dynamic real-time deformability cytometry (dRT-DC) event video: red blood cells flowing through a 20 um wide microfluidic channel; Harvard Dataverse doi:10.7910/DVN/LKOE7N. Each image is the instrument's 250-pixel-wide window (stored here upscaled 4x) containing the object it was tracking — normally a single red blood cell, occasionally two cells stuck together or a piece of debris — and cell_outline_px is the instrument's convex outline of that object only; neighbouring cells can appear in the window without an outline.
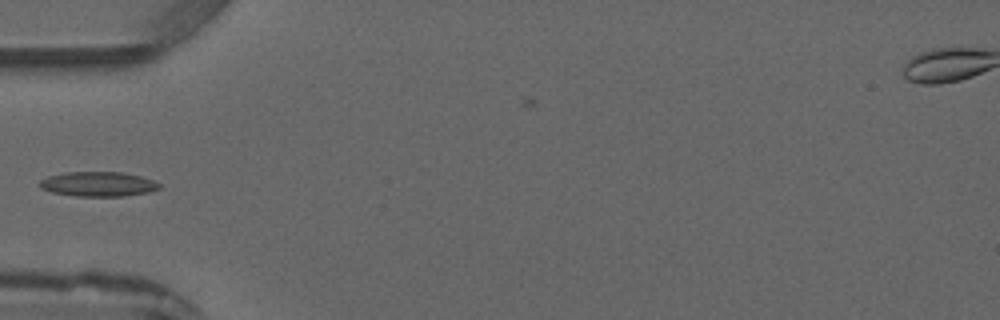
{"species": "common noctule bat (a hibernating species)", "species_latin": "Nyctalus noctula", "temperature_condition": "warm", "stored_images_in_passage": 3, "camera_frame_rate_fps": 3000, "um_per_image_px": 0.085, "animal": {"sex": "male", "forearm_length_mm": 52.5}, "frame": {"image": 1, "passage_image": 3, "time_ms": 5.333, "image_size_px": [1000, 320], "cell_outline_px": [[160, 188], [148, 192], [124, 196], [76, 196], [52, 192], [40, 188], [40, 180], [48, 176], [64, 172], [124, 172], [140, 176], [152, 180], [160, 184]], "centroid_in_image_um": [8.33, 15.64], "position_along_channel_um": 76.7, "area_um2": 17.17}}